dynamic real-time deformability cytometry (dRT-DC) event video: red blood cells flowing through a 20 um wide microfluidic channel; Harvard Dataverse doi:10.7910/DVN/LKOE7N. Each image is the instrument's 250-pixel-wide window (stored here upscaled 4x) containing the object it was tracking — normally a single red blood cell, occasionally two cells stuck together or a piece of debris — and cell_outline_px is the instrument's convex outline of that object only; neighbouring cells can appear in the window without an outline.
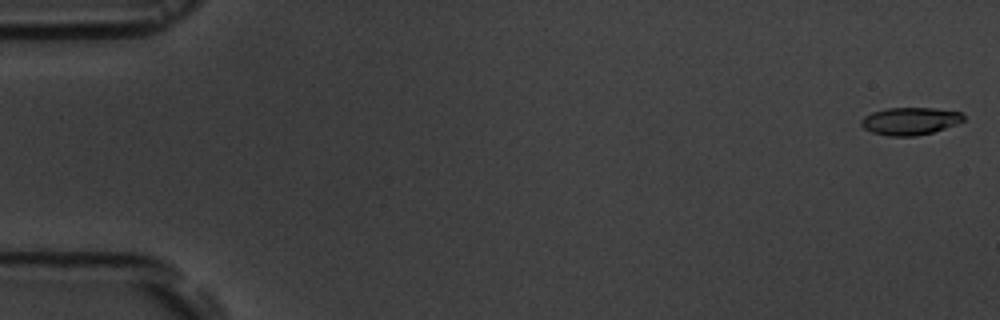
{"species": "common noctule bat (a hibernating species)", "species_latin": "Nyctalus noctula", "temperature_condition": "room temperature", "stored_images_in_passage": 7, "segment_of_instrument_passage": [1, 2], "camera_frame_rate_fps": 3000, "um_per_image_px": 0.085, "animal": {"sex": "male", "body_mass_g": 19.5, "forearm_length_mm": 54.6}, "frame": {"image": 1, "passage_image": 1, "time_ms": 0.0, "image_size_px": [1000, 320], "cell_outline_px": [[964, 120], [956, 124], [932, 132], [916, 136], [888, 136], [872, 132], [864, 128], [860, 124], [860, 120], [864, 116], [872, 112], [888, 108], [932, 108], [960, 112], [964, 116]], "centroid_in_image_um": [77.32, 10.29], "position_along_channel_um": 7.7, "area_um2": 16.3}}
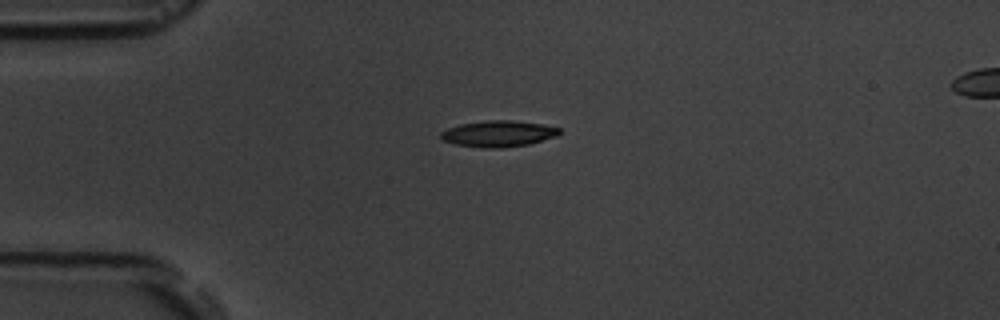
{"frame": {"image": 2, "passage_image": 5, "time_ms": 4.333, "image_size_px": [1000, 320], "cell_outline_px": [[560, 132], [556, 136], [528, 144], [500, 148], [488, 148], [456, 144], [444, 140], [440, 136], [440, 132], [448, 128], [460, 124], [488, 120], [512, 120], [540, 124], [560, 128]], "centroid_in_image_um": [42.35, 11.36], "position_along_channel_um": 42.7, "area_um2": 17.8}}